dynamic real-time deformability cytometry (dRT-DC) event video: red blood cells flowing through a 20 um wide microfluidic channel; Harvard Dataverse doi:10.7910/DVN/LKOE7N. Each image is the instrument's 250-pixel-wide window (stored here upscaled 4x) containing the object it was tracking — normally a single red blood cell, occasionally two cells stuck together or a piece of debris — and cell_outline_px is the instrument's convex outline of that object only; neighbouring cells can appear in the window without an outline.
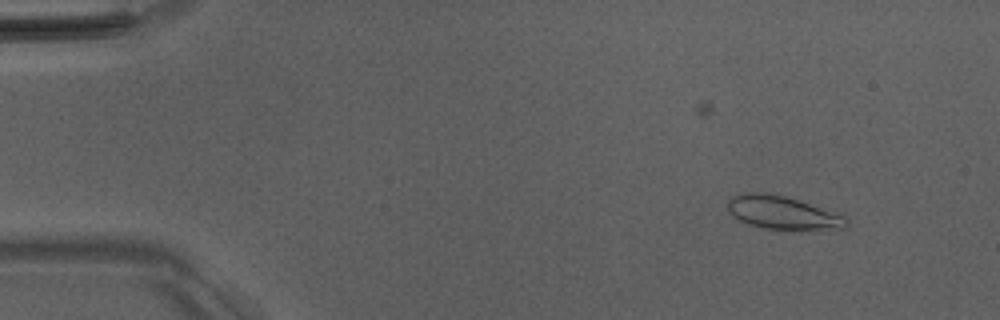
{"species": "Egyptian fruit bat (a non-hibernating species)", "species_latin": "Rousettus aegyptiacus", "temperature_condition": "room temperature", "stored_images_in_passage": 52, "camera_frame_rate_fps": 3000, "um_per_image_px": 0.085, "animal": {"sex": "male"}, "frame": {"image": 1, "passage_image": 5, "time_ms": 1.333, "image_size_px": [1000, 320], "cell_outline_px": [[848, 228], [764, 228], [748, 224], [732, 216], [728, 212], [728, 200], [732, 196], [744, 192], [764, 192], [784, 196], [844, 212], [848, 216]], "centroid_in_image_um": [66.59, 18.04], "position_along_channel_um": 18.4, "area_um2": 23.18}}
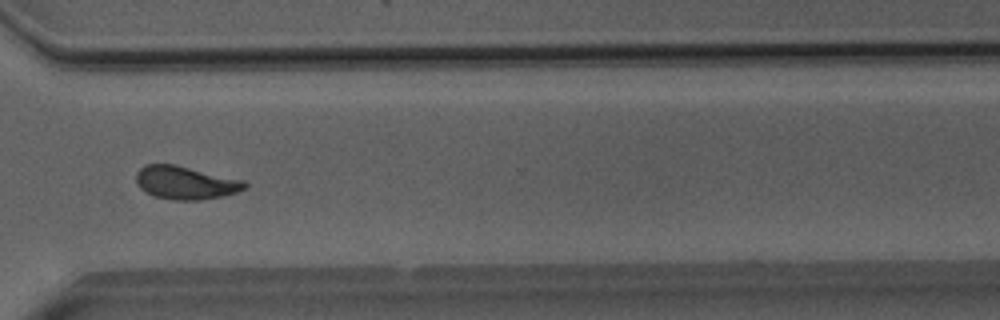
{"frame": {"image": 2, "passage_image": 38, "time_ms": 12.333, "image_size_px": [1000, 320], "cell_outline_px": [[248, 188], [224, 196], [200, 200], [172, 200], [156, 196], [144, 192], [136, 184], [136, 172], [144, 164], [176, 164], [244, 180], [248, 184]], "centroid_in_image_um": [15.77, 15.52], "position_along_channel_um": 354.8, "area_um2": 21.27}}
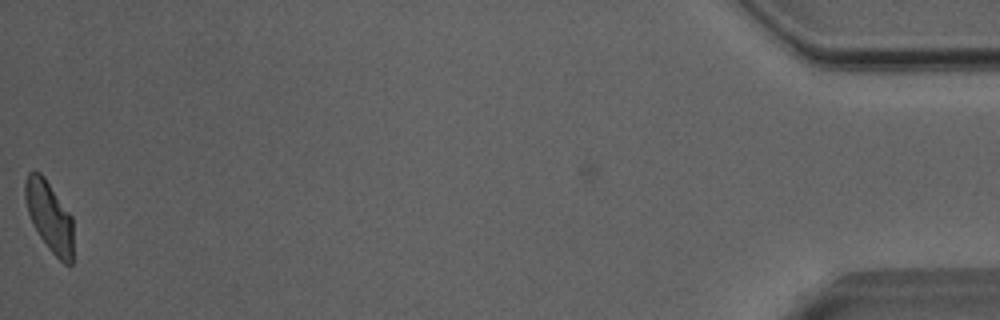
{"frame": {"image": 3, "passage_image": 51, "time_ms": 16.667, "image_size_px": [1000, 320], "cell_outline_px": [[72, 264], [64, 264], [48, 248], [40, 236], [28, 212], [24, 196], [24, 184], [28, 172], [40, 172], [44, 176], [72, 216]], "centroid_in_image_um": [4.2, 18.37], "position_along_channel_um": 431.0, "area_um2": 19.42}, "authors_computed_cell_mechanics": {"area_um2": 20.7791, "velocity_mm_per_s": 4.0164, "shape_relaxation_time_tau1_ms": 2.7461, "shape_relaxation_time_tau2_ms": 1.231, "deformation_change_tau1": 0.1343, "deformation_change_tau2": 0.0833}}